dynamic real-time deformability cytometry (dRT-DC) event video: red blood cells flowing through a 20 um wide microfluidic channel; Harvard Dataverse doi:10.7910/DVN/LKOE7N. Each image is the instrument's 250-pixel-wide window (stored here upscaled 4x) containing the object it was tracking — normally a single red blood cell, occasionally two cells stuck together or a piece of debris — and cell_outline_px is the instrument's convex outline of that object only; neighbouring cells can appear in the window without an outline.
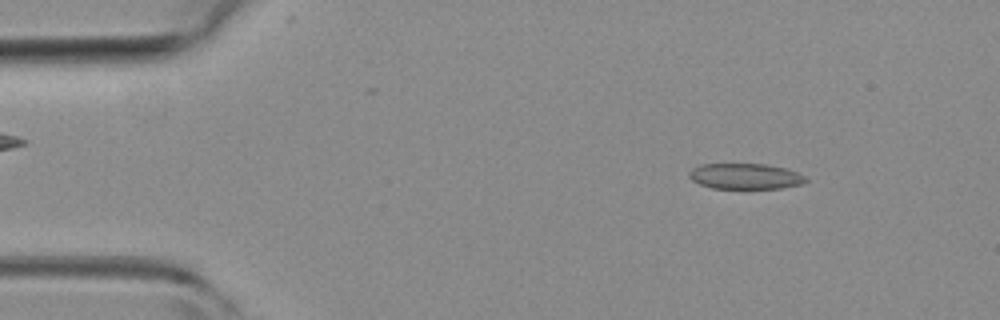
{"species": "common noctule bat (a hibernating species)", "species_latin": "Nyctalus noctula", "temperature_condition": "room temperature", "stored_images_in_passage": 46, "camera_frame_rate_fps": 3000, "um_per_image_px": 0.085, "animal": {"sex": "female", "body_mass_g": 19.3, "forearm_length_mm": 54.1}, "frame": {"image": 1, "passage_image": 5, "time_ms": 1.333, "image_size_px": [1000, 320], "cell_outline_px": [[808, 180], [800, 184], [780, 188], [712, 188], [700, 184], [692, 180], [688, 176], [688, 172], [692, 168], [700, 164], [764, 164], [788, 168], [804, 176]], "centroid_in_image_um": [63.32, 14.97], "position_along_channel_um": 21.7, "area_um2": 17.4}}
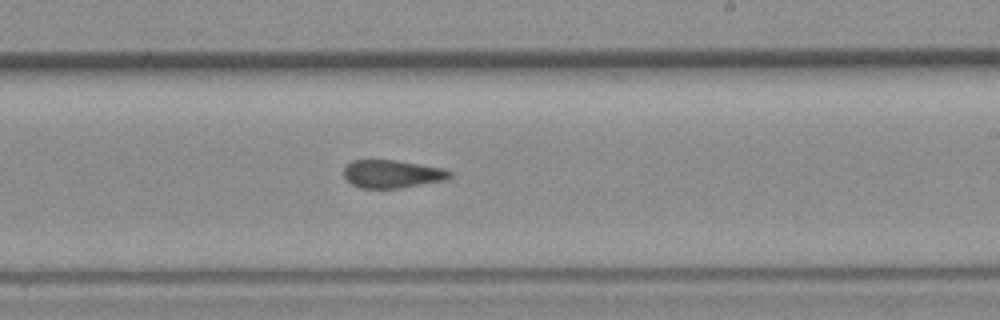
{"frame": {"image": 2, "passage_image": 27, "time_ms": 8.667, "image_size_px": [1000, 320], "cell_outline_px": [[452, 176], [444, 180], [400, 188], [360, 188], [352, 184], [344, 176], [344, 168], [352, 160], [396, 160], [444, 168], [452, 172]], "centroid_in_image_um": [33.34, 14.78], "position_along_channel_um": 255.7, "area_um2": 17.22}}
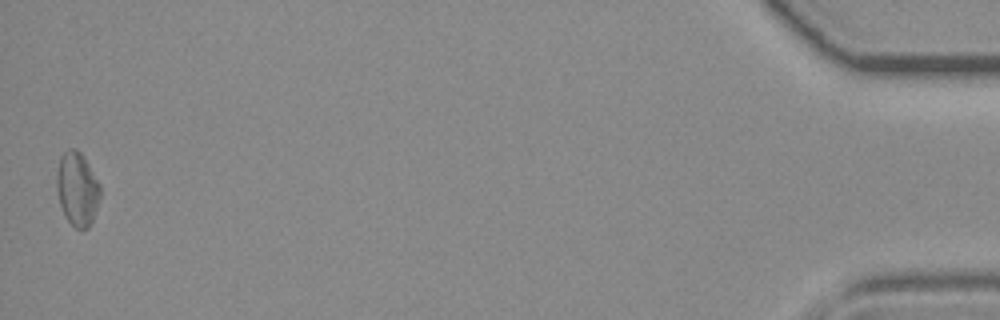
{"frame": {"image": 3, "passage_image": 46, "time_ms": 15.0, "image_size_px": [1000, 320], "cell_outline_px": [[100, 196], [92, 220], [88, 228], [76, 228], [64, 216], [60, 204], [56, 188], [56, 172], [60, 156], [68, 148], [76, 148], [80, 152], [100, 184]], "centroid_in_image_um": [6.54, 16.03], "position_along_channel_um": 428.7, "area_um2": 18.55}, "authors_computed_cell_mechanics": {"area_um2": 17.918, "velocity_mm_per_s": 4.3247, "shape_relaxation_time_tau1_ms": null, "shape_relaxation_time_tau2_ms": 2.1088, "deformation_change_tau1": null, "deformation_change_tau2": 0.091}}